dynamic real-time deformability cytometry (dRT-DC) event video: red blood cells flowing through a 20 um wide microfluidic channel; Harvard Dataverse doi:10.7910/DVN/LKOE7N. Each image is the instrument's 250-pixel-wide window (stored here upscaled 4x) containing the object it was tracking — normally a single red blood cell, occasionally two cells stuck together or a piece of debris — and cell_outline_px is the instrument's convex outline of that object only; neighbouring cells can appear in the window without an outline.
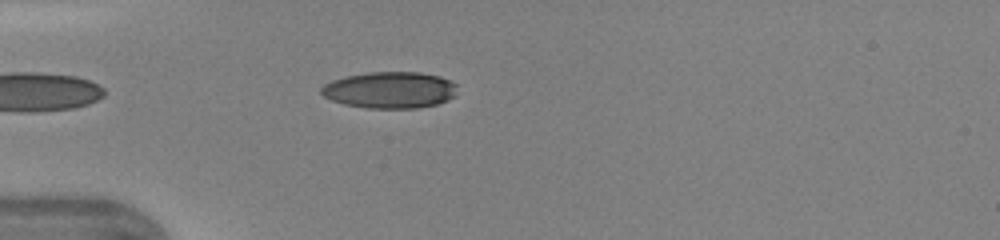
{"species": "human", "species_latin": "Homo sapiens", "temperature_condition": "warm", "stored_images_in_passage": 7, "camera_frame_rate_fps": 3000, "um_per_image_px": 0.085, "donor": {"sex": "female"}, "frame": {"image": 1, "passage_image": 3, "time_ms": 0.667, "image_size_px": [1000, 240], "cell_outline_px": [[456, 96], [448, 100], [436, 104], [416, 108], [368, 108], [344, 104], [332, 100], [324, 96], [320, 92], [320, 88], [324, 84], [332, 80], [348, 76], [368, 72], [420, 72], [440, 76], [456, 84]], "centroid_in_image_um": [33.15, 7.65], "position_along_channel_um": 51.8, "area_um2": 28.96}}